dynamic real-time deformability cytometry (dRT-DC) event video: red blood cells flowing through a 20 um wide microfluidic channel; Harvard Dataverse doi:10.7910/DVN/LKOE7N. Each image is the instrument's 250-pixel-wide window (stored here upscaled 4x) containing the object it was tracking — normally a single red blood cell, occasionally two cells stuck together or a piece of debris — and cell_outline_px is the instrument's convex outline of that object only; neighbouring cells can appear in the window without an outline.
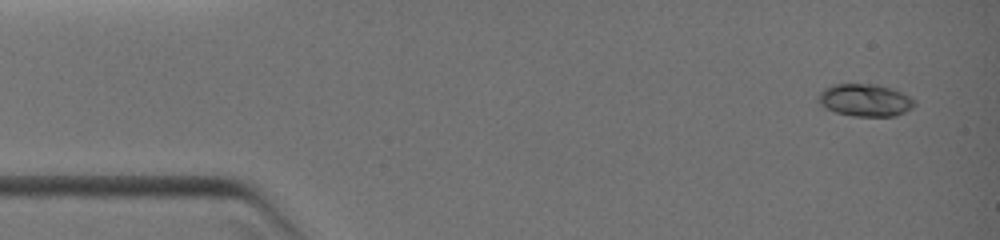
{"species": "common noctule bat (a hibernating species)", "species_latin": "Nyctalus noctula", "temperature_condition": "warm", "stored_images_in_passage": 4, "camera_frame_rate_fps": 3000, "um_per_image_px": 0.085, "animal": {"sex": "female", "body_mass_g": 19.0, "forearm_length_mm": 51.5}, "frame": {"image": 1, "passage_image": 1, "time_ms": 0.0, "image_size_px": [1000, 240], "cell_outline_px": [[916, 104], [912, 108], [896, 116], [852, 116], [836, 112], [820, 104], [816, 100], [816, 96], [824, 88], [832, 84], [876, 84], [892, 88], [916, 100]], "centroid_in_image_um": [73.52, 8.51], "position_along_channel_um": 11.5, "area_um2": 18.26}}
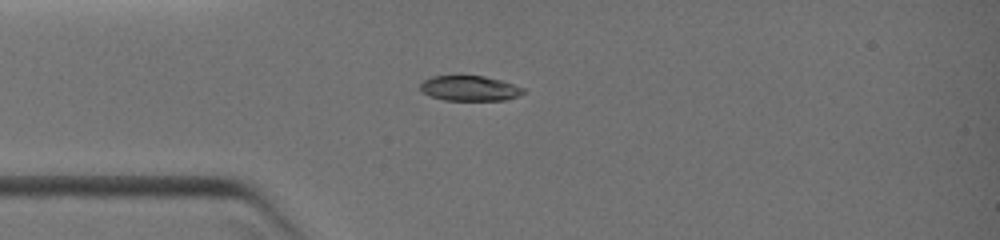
{"frame": {"image": 2, "passage_image": 4, "time_ms": 2.667, "image_size_px": [1000, 240], "cell_outline_px": [[524, 92], [516, 96], [504, 100], [444, 100], [432, 96], [424, 92], [420, 88], [420, 84], [424, 80], [432, 76], [460, 72], [484, 76], [500, 80], [524, 88]], "centroid_in_image_um": [39.86, 7.45], "position_along_channel_um": 45.1, "area_um2": 15.55}}